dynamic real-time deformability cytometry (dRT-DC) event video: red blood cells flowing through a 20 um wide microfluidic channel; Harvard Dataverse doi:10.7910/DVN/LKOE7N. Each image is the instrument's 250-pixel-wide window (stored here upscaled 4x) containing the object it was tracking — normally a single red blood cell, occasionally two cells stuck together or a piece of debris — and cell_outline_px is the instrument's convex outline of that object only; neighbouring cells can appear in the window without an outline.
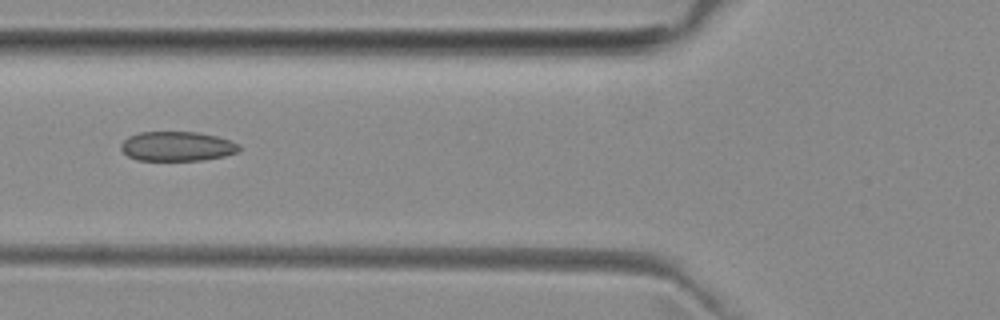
{"species": "common noctule bat (a hibernating species)", "species_latin": "Nyctalus noctula", "temperature_condition": "room temperature", "stored_images_in_passage": 6, "camera_frame_rate_fps": 3000, "um_per_image_px": 0.085, "animal": {"sex": "female", "body_mass_g": 29.2, "forearm_length_mm": 56.3}, "frame": {"image": 1, "passage_image": 6, "time_ms": 5.667, "image_size_px": [1000, 320], "cell_outline_px": [[240, 148], [236, 152], [224, 156], [204, 160], [136, 160], [128, 156], [120, 148], [120, 144], [128, 136], [140, 132], [196, 132], [216, 136], [240, 144]], "centroid_in_image_um": [15.03, 12.43], "position_along_channel_um": 110.8, "area_um2": 20.29}}